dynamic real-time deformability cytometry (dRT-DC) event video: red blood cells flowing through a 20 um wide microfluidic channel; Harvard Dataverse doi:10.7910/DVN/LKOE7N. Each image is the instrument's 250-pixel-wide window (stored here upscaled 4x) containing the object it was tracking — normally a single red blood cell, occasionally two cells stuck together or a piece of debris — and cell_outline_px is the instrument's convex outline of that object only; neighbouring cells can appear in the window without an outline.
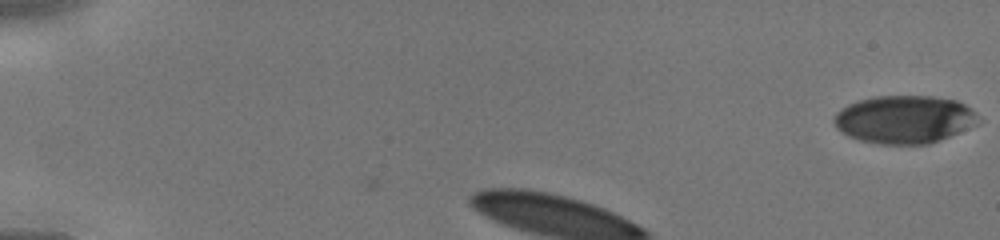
{"species": "human", "species_latin": "Homo sapiens", "temperature_condition": "cold", "stored_images_in_passage": 29, "camera_frame_rate_fps": 3000, "um_per_image_px": 0.085, "donor": {"sex": "male"}, "frame": {"image": 1, "passage_image": 1, "time_ms": 0.0, "image_size_px": [1000, 240], "cell_outline_px": [[980, 120], [976, 124], [948, 136], [928, 144], [880, 144], [860, 140], [848, 136], [836, 128], [832, 120], [832, 116], [840, 108], [848, 104], [860, 100], [876, 96], [932, 96], [956, 100], [964, 104], [976, 112]], "centroid_in_image_um": [76.83, 10.14], "position_along_channel_um": 8.2, "area_um2": 40.29}}
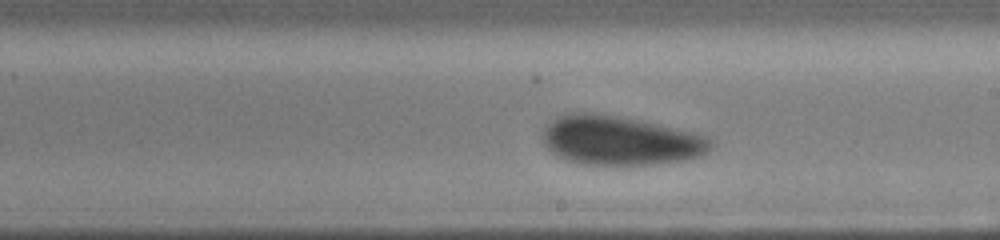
{"frame": {"image": 2, "passage_image": 18, "time_ms": 5.667, "image_size_px": [1000, 240], "cell_outline_px": [[716, 144], [708, 152], [700, 156], [688, 160], [652, 164], [576, 164], [556, 156], [544, 144], [540, 136], [544, 128], [556, 116], [572, 112], [592, 112], [640, 120], [692, 132], [708, 136]], "centroid_in_image_um": [52.7, 11.94], "position_along_channel_um": 236.3, "area_um2": 48.61}}
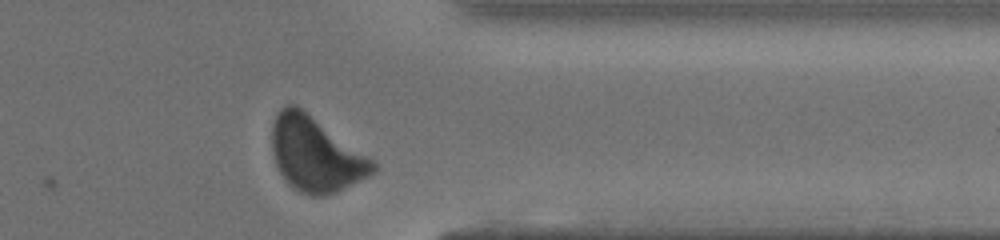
{"frame": {"image": 3, "passage_image": 28, "time_ms": 9.0, "image_size_px": [1000, 240], "cell_outline_px": [[376, 168], [372, 172], [332, 192], [320, 196], [312, 196], [300, 192], [288, 184], [280, 172], [276, 164], [272, 148], [272, 124], [280, 108], [288, 104], [296, 104], [372, 160], [376, 164]], "centroid_in_image_um": [26.73, 13.08], "position_along_channel_um": 384.7, "area_um2": 42.43}}